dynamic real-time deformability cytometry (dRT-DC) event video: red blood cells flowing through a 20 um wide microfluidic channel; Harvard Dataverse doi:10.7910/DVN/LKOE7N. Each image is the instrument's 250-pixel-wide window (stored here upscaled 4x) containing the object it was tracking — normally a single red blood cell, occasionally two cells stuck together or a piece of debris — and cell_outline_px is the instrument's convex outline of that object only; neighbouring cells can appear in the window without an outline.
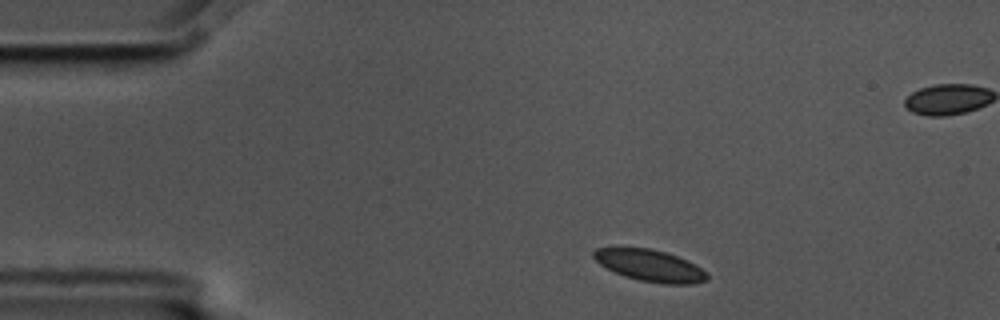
{"species": "common noctule bat (a hibernating species)", "species_latin": "Nyctalus noctula", "temperature_condition": "cold", "stored_images_in_passage": 3, "segment_of_instrument_passage": [1, 2], "camera_frame_rate_fps": 3000, "um_per_image_px": 0.085, "animal": {"sex": "male", "body_mass_g": 17.5, "forearm_length_mm": 52.3}, "frame": {"image": 1, "passage_image": 1, "time_ms": 0.0, "image_size_px": [1000, 320], "cell_outline_px": [[708, 280], [692, 284], [660, 284], [640, 280], [624, 276], [600, 264], [592, 256], [592, 252], [596, 248], [612, 244], [616, 244], [652, 248], [688, 260], [708, 272]], "centroid_in_image_um": [55.18, 22.52], "position_along_channel_um": 29.8, "area_um2": 21.79}}